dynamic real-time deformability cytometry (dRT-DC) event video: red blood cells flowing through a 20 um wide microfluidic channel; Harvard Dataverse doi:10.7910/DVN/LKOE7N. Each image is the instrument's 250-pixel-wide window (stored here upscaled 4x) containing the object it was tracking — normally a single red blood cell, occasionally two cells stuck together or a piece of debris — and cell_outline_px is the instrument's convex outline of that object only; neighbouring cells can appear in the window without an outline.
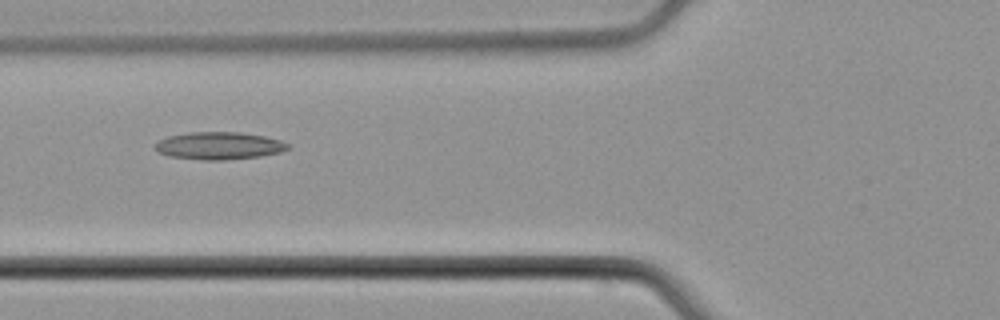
{"species": "common noctule bat (a hibernating species)", "species_latin": "Nyctalus noctula", "temperature_condition": "cold", "stored_images_in_passage": 8, "camera_frame_rate_fps": 3000, "um_per_image_px": 0.085, "animal": {"sex": "male", "body_mass_g": 21.5, "forearm_length_mm": 52.0}, "frame": {"image": 1, "passage_image": 5, "time_ms": 6.333, "image_size_px": [1000, 320], "cell_outline_px": [[292, 144], [288, 148], [280, 152], [260, 156], [224, 160], [204, 160], [168, 156], [152, 148], [152, 144], [156, 140], [168, 136], [188, 132], [240, 132], [264, 136], [280, 140]], "centroid_in_image_um": [18.56, 12.38], "position_along_channel_um": 107.2, "area_um2": 21.5}}
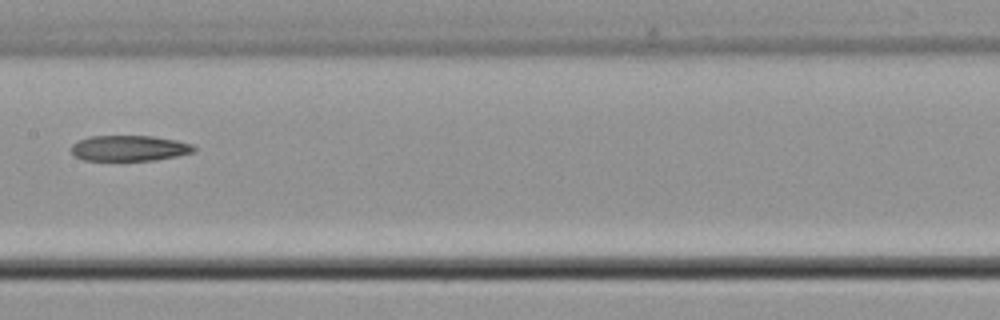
{"frame": {"image": 2, "passage_image": 7, "time_ms": 8.667, "image_size_px": [1000, 320], "cell_outline_px": [[196, 152], [156, 160], [84, 160], [76, 156], [72, 152], [72, 144], [88, 136], [152, 136], [176, 140], [192, 144], [196, 148]], "centroid_in_image_um": [11.03, 12.59], "position_along_channel_um": 196.4, "area_um2": 18.26}}
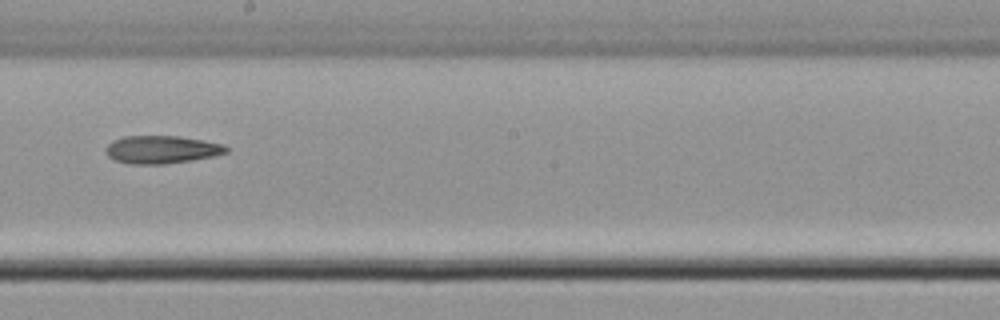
{"frame": {"image": 3, "passage_image": 8, "time_ms": 9.667, "image_size_px": [1000, 320], "cell_outline_px": [[228, 152], [216, 156], [192, 160], [164, 164], [128, 164], [112, 160], [108, 156], [104, 148], [112, 140], [124, 136], [180, 136], [204, 140], [224, 144], [228, 148]], "centroid_in_image_um": [13.73, 12.71], "position_along_channel_um": 234.5, "area_um2": 19.88}}